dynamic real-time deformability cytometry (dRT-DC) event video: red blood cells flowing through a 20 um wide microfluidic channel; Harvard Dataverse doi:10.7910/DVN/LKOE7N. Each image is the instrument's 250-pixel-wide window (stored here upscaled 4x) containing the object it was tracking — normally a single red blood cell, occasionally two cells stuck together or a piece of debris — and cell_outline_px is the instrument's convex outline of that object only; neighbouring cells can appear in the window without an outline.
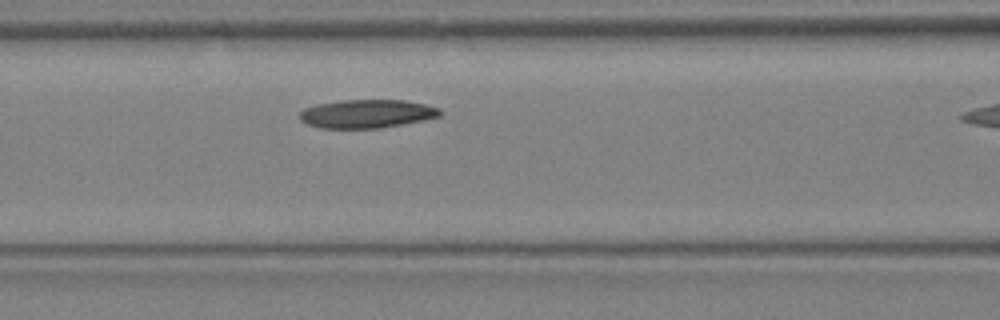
{"species": "Egyptian fruit bat (a non-hibernating species)", "species_latin": "Rousettus aegyptiacus", "temperature_condition": "warm", "stored_images_in_passage": 8, "camera_frame_rate_fps": 3000, "um_per_image_px": 0.085, "animal": {"sex": "female"}, "frame": {"image": 1, "passage_image": 7, "time_ms": 2.0, "image_size_px": [1000, 320], "cell_outline_px": [[444, 112], [440, 116], [424, 120], [380, 128], [320, 128], [308, 124], [300, 120], [296, 116], [304, 108], [316, 104], [340, 100], [404, 100], [424, 104], [440, 108]], "centroid_in_image_um": [31.16, 9.67], "position_along_channel_um": 135.4, "area_um2": 23.47}}